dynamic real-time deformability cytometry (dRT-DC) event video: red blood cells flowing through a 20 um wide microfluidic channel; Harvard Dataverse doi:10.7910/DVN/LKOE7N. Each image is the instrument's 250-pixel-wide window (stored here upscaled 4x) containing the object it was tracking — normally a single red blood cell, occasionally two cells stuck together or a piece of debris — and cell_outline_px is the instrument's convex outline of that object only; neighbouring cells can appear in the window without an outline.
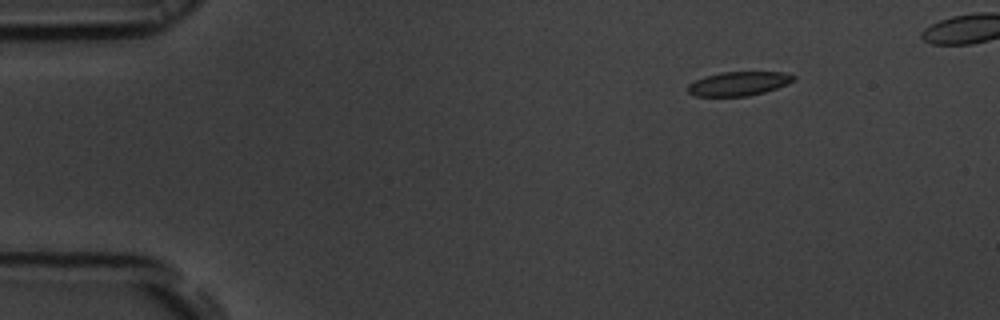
{"species": "common noctule bat (a hibernating species)", "species_latin": "Nyctalus noctula", "temperature_condition": "room temperature", "stored_images_in_passage": 8, "camera_frame_rate_fps": 3000, "um_per_image_px": 0.085, "animal": {"sex": "male", "body_mass_g": 19.5, "forearm_length_mm": 54.6}, "frame": {"image": 1, "passage_image": 1, "time_ms": 0.0, "image_size_px": [1000, 320], "cell_outline_px": [[796, 80], [788, 84], [764, 92], [748, 96], [696, 96], [688, 92], [688, 84], [704, 76], [720, 72], [784, 72], [796, 76]], "centroid_in_image_um": [62.81, 7.1], "position_along_channel_um": 22.2, "area_um2": 14.85}}